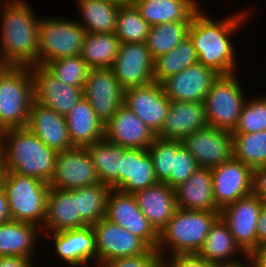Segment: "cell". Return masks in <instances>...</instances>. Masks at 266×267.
I'll list each match as a JSON object with an SVG mask.
<instances>
[{"instance_id":"cell-1","label":"cell","mask_w":266,"mask_h":267,"mask_svg":"<svg viewBox=\"0 0 266 267\" xmlns=\"http://www.w3.org/2000/svg\"><path fill=\"white\" fill-rule=\"evenodd\" d=\"M204 9L201 7L193 15L188 29V37L196 50L198 62L219 75L238 72L237 53L231 39L236 32H240L238 29L244 26L242 23L247 22L253 12L248 8L217 20L209 17Z\"/></svg>"},{"instance_id":"cell-2","label":"cell","mask_w":266,"mask_h":267,"mask_svg":"<svg viewBox=\"0 0 266 267\" xmlns=\"http://www.w3.org/2000/svg\"><path fill=\"white\" fill-rule=\"evenodd\" d=\"M0 18V63L4 66L37 65L38 27L32 6L26 0L2 1Z\"/></svg>"},{"instance_id":"cell-3","label":"cell","mask_w":266,"mask_h":267,"mask_svg":"<svg viewBox=\"0 0 266 267\" xmlns=\"http://www.w3.org/2000/svg\"><path fill=\"white\" fill-rule=\"evenodd\" d=\"M4 172L36 178L49 183L55 170L58 152L46 146L27 127L0 133Z\"/></svg>"},{"instance_id":"cell-4","label":"cell","mask_w":266,"mask_h":267,"mask_svg":"<svg viewBox=\"0 0 266 267\" xmlns=\"http://www.w3.org/2000/svg\"><path fill=\"white\" fill-rule=\"evenodd\" d=\"M219 217L220 211L177 208L168 224L158 234L156 251L162 262L172 255L198 253Z\"/></svg>"},{"instance_id":"cell-5","label":"cell","mask_w":266,"mask_h":267,"mask_svg":"<svg viewBox=\"0 0 266 267\" xmlns=\"http://www.w3.org/2000/svg\"><path fill=\"white\" fill-rule=\"evenodd\" d=\"M33 101L30 67L4 66L0 70V133L26 127Z\"/></svg>"},{"instance_id":"cell-6","label":"cell","mask_w":266,"mask_h":267,"mask_svg":"<svg viewBox=\"0 0 266 267\" xmlns=\"http://www.w3.org/2000/svg\"><path fill=\"white\" fill-rule=\"evenodd\" d=\"M1 187L7 195L11 219L42 228L49 184L15 172H4Z\"/></svg>"},{"instance_id":"cell-7","label":"cell","mask_w":266,"mask_h":267,"mask_svg":"<svg viewBox=\"0 0 266 267\" xmlns=\"http://www.w3.org/2000/svg\"><path fill=\"white\" fill-rule=\"evenodd\" d=\"M85 29L74 19L42 17L38 27L37 65L81 54Z\"/></svg>"},{"instance_id":"cell-8","label":"cell","mask_w":266,"mask_h":267,"mask_svg":"<svg viewBox=\"0 0 266 267\" xmlns=\"http://www.w3.org/2000/svg\"><path fill=\"white\" fill-rule=\"evenodd\" d=\"M219 75L204 100L208 126L232 132L247 97L238 74Z\"/></svg>"},{"instance_id":"cell-9","label":"cell","mask_w":266,"mask_h":267,"mask_svg":"<svg viewBox=\"0 0 266 267\" xmlns=\"http://www.w3.org/2000/svg\"><path fill=\"white\" fill-rule=\"evenodd\" d=\"M148 151L158 182H164L173 189L199 168L196 159L182 146L181 140L156 137Z\"/></svg>"},{"instance_id":"cell-10","label":"cell","mask_w":266,"mask_h":267,"mask_svg":"<svg viewBox=\"0 0 266 267\" xmlns=\"http://www.w3.org/2000/svg\"><path fill=\"white\" fill-rule=\"evenodd\" d=\"M92 228L95 234L96 262L139 256L151 249L142 238L105 217L93 224Z\"/></svg>"},{"instance_id":"cell-11","label":"cell","mask_w":266,"mask_h":267,"mask_svg":"<svg viewBox=\"0 0 266 267\" xmlns=\"http://www.w3.org/2000/svg\"><path fill=\"white\" fill-rule=\"evenodd\" d=\"M101 183L87 147L58 152L50 188L73 190Z\"/></svg>"},{"instance_id":"cell-12","label":"cell","mask_w":266,"mask_h":267,"mask_svg":"<svg viewBox=\"0 0 266 267\" xmlns=\"http://www.w3.org/2000/svg\"><path fill=\"white\" fill-rule=\"evenodd\" d=\"M110 68L124 90L154 82V60L145 42L121 43Z\"/></svg>"},{"instance_id":"cell-13","label":"cell","mask_w":266,"mask_h":267,"mask_svg":"<svg viewBox=\"0 0 266 267\" xmlns=\"http://www.w3.org/2000/svg\"><path fill=\"white\" fill-rule=\"evenodd\" d=\"M181 142L199 167L212 169L233 157L232 133L216 127L197 130Z\"/></svg>"},{"instance_id":"cell-14","label":"cell","mask_w":266,"mask_h":267,"mask_svg":"<svg viewBox=\"0 0 266 267\" xmlns=\"http://www.w3.org/2000/svg\"><path fill=\"white\" fill-rule=\"evenodd\" d=\"M170 103L171 101L165 95L162 84L155 81L124 90L123 104L155 135L162 129Z\"/></svg>"},{"instance_id":"cell-15","label":"cell","mask_w":266,"mask_h":267,"mask_svg":"<svg viewBox=\"0 0 266 267\" xmlns=\"http://www.w3.org/2000/svg\"><path fill=\"white\" fill-rule=\"evenodd\" d=\"M262 201L254 194L239 198L220 210V217L240 248L249 255L257 248L256 226Z\"/></svg>"},{"instance_id":"cell-16","label":"cell","mask_w":266,"mask_h":267,"mask_svg":"<svg viewBox=\"0 0 266 267\" xmlns=\"http://www.w3.org/2000/svg\"><path fill=\"white\" fill-rule=\"evenodd\" d=\"M105 218L142 238L156 250L158 233L140 211L133 194L111 189L107 197Z\"/></svg>"},{"instance_id":"cell-17","label":"cell","mask_w":266,"mask_h":267,"mask_svg":"<svg viewBox=\"0 0 266 267\" xmlns=\"http://www.w3.org/2000/svg\"><path fill=\"white\" fill-rule=\"evenodd\" d=\"M83 94L104 124L117 112L124 99V89L111 68L90 69Z\"/></svg>"},{"instance_id":"cell-18","label":"cell","mask_w":266,"mask_h":267,"mask_svg":"<svg viewBox=\"0 0 266 267\" xmlns=\"http://www.w3.org/2000/svg\"><path fill=\"white\" fill-rule=\"evenodd\" d=\"M34 85V101L62 116H67L76 103L84 97L83 88L59 81L45 66L30 67Z\"/></svg>"},{"instance_id":"cell-19","label":"cell","mask_w":266,"mask_h":267,"mask_svg":"<svg viewBox=\"0 0 266 267\" xmlns=\"http://www.w3.org/2000/svg\"><path fill=\"white\" fill-rule=\"evenodd\" d=\"M211 172L213 198L220 210L252 193L253 170L234 157L212 168Z\"/></svg>"},{"instance_id":"cell-20","label":"cell","mask_w":266,"mask_h":267,"mask_svg":"<svg viewBox=\"0 0 266 267\" xmlns=\"http://www.w3.org/2000/svg\"><path fill=\"white\" fill-rule=\"evenodd\" d=\"M212 69L199 62L165 79L161 84L170 101L202 102L218 78Z\"/></svg>"},{"instance_id":"cell-21","label":"cell","mask_w":266,"mask_h":267,"mask_svg":"<svg viewBox=\"0 0 266 267\" xmlns=\"http://www.w3.org/2000/svg\"><path fill=\"white\" fill-rule=\"evenodd\" d=\"M53 242V249L59 259L70 267H89L88 263H96L95 234L92 225L81 228L43 234Z\"/></svg>"},{"instance_id":"cell-22","label":"cell","mask_w":266,"mask_h":267,"mask_svg":"<svg viewBox=\"0 0 266 267\" xmlns=\"http://www.w3.org/2000/svg\"><path fill=\"white\" fill-rule=\"evenodd\" d=\"M107 141L129 149H148L156 135L125 104L105 124Z\"/></svg>"},{"instance_id":"cell-23","label":"cell","mask_w":266,"mask_h":267,"mask_svg":"<svg viewBox=\"0 0 266 267\" xmlns=\"http://www.w3.org/2000/svg\"><path fill=\"white\" fill-rule=\"evenodd\" d=\"M26 127L56 152L74 148L69 138L66 117L35 101L30 108Z\"/></svg>"},{"instance_id":"cell-24","label":"cell","mask_w":266,"mask_h":267,"mask_svg":"<svg viewBox=\"0 0 266 267\" xmlns=\"http://www.w3.org/2000/svg\"><path fill=\"white\" fill-rule=\"evenodd\" d=\"M207 126L204 103L171 101L162 129L156 137L182 140L187 135Z\"/></svg>"},{"instance_id":"cell-25","label":"cell","mask_w":266,"mask_h":267,"mask_svg":"<svg viewBox=\"0 0 266 267\" xmlns=\"http://www.w3.org/2000/svg\"><path fill=\"white\" fill-rule=\"evenodd\" d=\"M133 195L140 211L159 234L177 209L175 189L158 182Z\"/></svg>"},{"instance_id":"cell-26","label":"cell","mask_w":266,"mask_h":267,"mask_svg":"<svg viewBox=\"0 0 266 267\" xmlns=\"http://www.w3.org/2000/svg\"><path fill=\"white\" fill-rule=\"evenodd\" d=\"M198 254L210 263H222L233 267L248 266V255L235 242L228 225L221 217L212 225Z\"/></svg>"},{"instance_id":"cell-27","label":"cell","mask_w":266,"mask_h":267,"mask_svg":"<svg viewBox=\"0 0 266 267\" xmlns=\"http://www.w3.org/2000/svg\"><path fill=\"white\" fill-rule=\"evenodd\" d=\"M158 183L148 149H127L121 159L119 190L134 194Z\"/></svg>"},{"instance_id":"cell-28","label":"cell","mask_w":266,"mask_h":267,"mask_svg":"<svg viewBox=\"0 0 266 267\" xmlns=\"http://www.w3.org/2000/svg\"><path fill=\"white\" fill-rule=\"evenodd\" d=\"M87 226L77 213L75 189L50 188L42 234Z\"/></svg>"},{"instance_id":"cell-29","label":"cell","mask_w":266,"mask_h":267,"mask_svg":"<svg viewBox=\"0 0 266 267\" xmlns=\"http://www.w3.org/2000/svg\"><path fill=\"white\" fill-rule=\"evenodd\" d=\"M211 168L199 167L184 183L175 188L177 208L220 211L213 198Z\"/></svg>"},{"instance_id":"cell-30","label":"cell","mask_w":266,"mask_h":267,"mask_svg":"<svg viewBox=\"0 0 266 267\" xmlns=\"http://www.w3.org/2000/svg\"><path fill=\"white\" fill-rule=\"evenodd\" d=\"M40 235L41 228L30 223L10 220L0 224V257H23L33 261L37 243L43 237Z\"/></svg>"},{"instance_id":"cell-31","label":"cell","mask_w":266,"mask_h":267,"mask_svg":"<svg viewBox=\"0 0 266 267\" xmlns=\"http://www.w3.org/2000/svg\"><path fill=\"white\" fill-rule=\"evenodd\" d=\"M70 141L74 147H87L105 137V124L85 97L66 116Z\"/></svg>"},{"instance_id":"cell-32","label":"cell","mask_w":266,"mask_h":267,"mask_svg":"<svg viewBox=\"0 0 266 267\" xmlns=\"http://www.w3.org/2000/svg\"><path fill=\"white\" fill-rule=\"evenodd\" d=\"M131 2L150 26L174 21H191L193 15L201 8V2L198 0H132Z\"/></svg>"},{"instance_id":"cell-33","label":"cell","mask_w":266,"mask_h":267,"mask_svg":"<svg viewBox=\"0 0 266 267\" xmlns=\"http://www.w3.org/2000/svg\"><path fill=\"white\" fill-rule=\"evenodd\" d=\"M86 33H115L121 3L113 0H76Z\"/></svg>"},{"instance_id":"cell-34","label":"cell","mask_w":266,"mask_h":267,"mask_svg":"<svg viewBox=\"0 0 266 267\" xmlns=\"http://www.w3.org/2000/svg\"><path fill=\"white\" fill-rule=\"evenodd\" d=\"M88 152L101 183L119 190L121 159L128 149L107 141L105 138L87 146Z\"/></svg>"},{"instance_id":"cell-35","label":"cell","mask_w":266,"mask_h":267,"mask_svg":"<svg viewBox=\"0 0 266 267\" xmlns=\"http://www.w3.org/2000/svg\"><path fill=\"white\" fill-rule=\"evenodd\" d=\"M120 44L115 33H86L80 56L90 69L110 68Z\"/></svg>"},{"instance_id":"cell-36","label":"cell","mask_w":266,"mask_h":267,"mask_svg":"<svg viewBox=\"0 0 266 267\" xmlns=\"http://www.w3.org/2000/svg\"><path fill=\"white\" fill-rule=\"evenodd\" d=\"M190 21H174L150 27L146 46L155 61L169 53L188 36Z\"/></svg>"},{"instance_id":"cell-37","label":"cell","mask_w":266,"mask_h":267,"mask_svg":"<svg viewBox=\"0 0 266 267\" xmlns=\"http://www.w3.org/2000/svg\"><path fill=\"white\" fill-rule=\"evenodd\" d=\"M198 63V56L192 41L187 36L169 53L154 61V81L162 83L190 65Z\"/></svg>"},{"instance_id":"cell-38","label":"cell","mask_w":266,"mask_h":267,"mask_svg":"<svg viewBox=\"0 0 266 267\" xmlns=\"http://www.w3.org/2000/svg\"><path fill=\"white\" fill-rule=\"evenodd\" d=\"M110 190L103 183L75 189L77 213L87 225H93L105 217Z\"/></svg>"},{"instance_id":"cell-39","label":"cell","mask_w":266,"mask_h":267,"mask_svg":"<svg viewBox=\"0 0 266 267\" xmlns=\"http://www.w3.org/2000/svg\"><path fill=\"white\" fill-rule=\"evenodd\" d=\"M233 157L252 170L266 166V130L232 134Z\"/></svg>"},{"instance_id":"cell-40","label":"cell","mask_w":266,"mask_h":267,"mask_svg":"<svg viewBox=\"0 0 266 267\" xmlns=\"http://www.w3.org/2000/svg\"><path fill=\"white\" fill-rule=\"evenodd\" d=\"M150 27L132 2L120 5L115 35L121 43L146 42Z\"/></svg>"},{"instance_id":"cell-41","label":"cell","mask_w":266,"mask_h":267,"mask_svg":"<svg viewBox=\"0 0 266 267\" xmlns=\"http://www.w3.org/2000/svg\"><path fill=\"white\" fill-rule=\"evenodd\" d=\"M45 67L62 83L83 89L90 71L80 55L50 61Z\"/></svg>"},{"instance_id":"cell-42","label":"cell","mask_w":266,"mask_h":267,"mask_svg":"<svg viewBox=\"0 0 266 267\" xmlns=\"http://www.w3.org/2000/svg\"><path fill=\"white\" fill-rule=\"evenodd\" d=\"M266 130V95L246 99L232 134H252Z\"/></svg>"},{"instance_id":"cell-43","label":"cell","mask_w":266,"mask_h":267,"mask_svg":"<svg viewBox=\"0 0 266 267\" xmlns=\"http://www.w3.org/2000/svg\"><path fill=\"white\" fill-rule=\"evenodd\" d=\"M106 267H162L163 262L155 249L147 253L104 262Z\"/></svg>"},{"instance_id":"cell-44","label":"cell","mask_w":266,"mask_h":267,"mask_svg":"<svg viewBox=\"0 0 266 267\" xmlns=\"http://www.w3.org/2000/svg\"><path fill=\"white\" fill-rule=\"evenodd\" d=\"M211 263L198 253L176 254L163 261L164 267H208Z\"/></svg>"},{"instance_id":"cell-45","label":"cell","mask_w":266,"mask_h":267,"mask_svg":"<svg viewBox=\"0 0 266 267\" xmlns=\"http://www.w3.org/2000/svg\"><path fill=\"white\" fill-rule=\"evenodd\" d=\"M252 194L261 201H266V166L253 169Z\"/></svg>"},{"instance_id":"cell-46","label":"cell","mask_w":266,"mask_h":267,"mask_svg":"<svg viewBox=\"0 0 266 267\" xmlns=\"http://www.w3.org/2000/svg\"><path fill=\"white\" fill-rule=\"evenodd\" d=\"M257 247L266 244V201H262L261 210L258 216L257 226Z\"/></svg>"},{"instance_id":"cell-47","label":"cell","mask_w":266,"mask_h":267,"mask_svg":"<svg viewBox=\"0 0 266 267\" xmlns=\"http://www.w3.org/2000/svg\"><path fill=\"white\" fill-rule=\"evenodd\" d=\"M248 267H266V244L258 246L248 255Z\"/></svg>"},{"instance_id":"cell-48","label":"cell","mask_w":266,"mask_h":267,"mask_svg":"<svg viewBox=\"0 0 266 267\" xmlns=\"http://www.w3.org/2000/svg\"><path fill=\"white\" fill-rule=\"evenodd\" d=\"M34 265V261L23 257H0V267H33Z\"/></svg>"},{"instance_id":"cell-49","label":"cell","mask_w":266,"mask_h":267,"mask_svg":"<svg viewBox=\"0 0 266 267\" xmlns=\"http://www.w3.org/2000/svg\"><path fill=\"white\" fill-rule=\"evenodd\" d=\"M10 220L12 219H11L7 195L4 189L0 186V224H3Z\"/></svg>"},{"instance_id":"cell-50","label":"cell","mask_w":266,"mask_h":267,"mask_svg":"<svg viewBox=\"0 0 266 267\" xmlns=\"http://www.w3.org/2000/svg\"><path fill=\"white\" fill-rule=\"evenodd\" d=\"M4 162H3V155H2V152L0 150V182H2V177H3V174H4Z\"/></svg>"},{"instance_id":"cell-51","label":"cell","mask_w":266,"mask_h":267,"mask_svg":"<svg viewBox=\"0 0 266 267\" xmlns=\"http://www.w3.org/2000/svg\"><path fill=\"white\" fill-rule=\"evenodd\" d=\"M208 267H233L222 263H211Z\"/></svg>"},{"instance_id":"cell-52","label":"cell","mask_w":266,"mask_h":267,"mask_svg":"<svg viewBox=\"0 0 266 267\" xmlns=\"http://www.w3.org/2000/svg\"><path fill=\"white\" fill-rule=\"evenodd\" d=\"M113 1L119 2L121 4H125V3H130L132 0H113Z\"/></svg>"},{"instance_id":"cell-53","label":"cell","mask_w":266,"mask_h":267,"mask_svg":"<svg viewBox=\"0 0 266 267\" xmlns=\"http://www.w3.org/2000/svg\"><path fill=\"white\" fill-rule=\"evenodd\" d=\"M96 267H106L104 263L96 262Z\"/></svg>"}]
</instances>
